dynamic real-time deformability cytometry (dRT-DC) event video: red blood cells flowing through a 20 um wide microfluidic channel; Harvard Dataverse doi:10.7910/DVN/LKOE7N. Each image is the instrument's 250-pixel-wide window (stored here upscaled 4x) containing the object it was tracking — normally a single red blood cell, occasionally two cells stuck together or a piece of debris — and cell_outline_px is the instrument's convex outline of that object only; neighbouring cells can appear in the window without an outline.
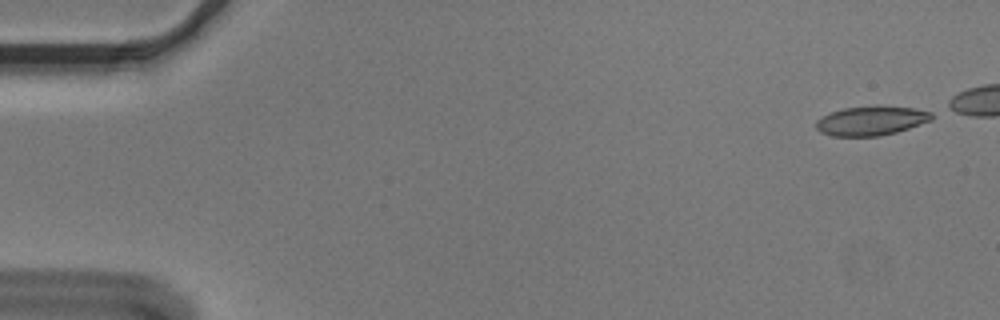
{"species": "Egyptian fruit bat (a non-hibernating species)", "species_latin": "Rousettus aegyptiacus", "temperature_condition": "cold", "stored_images_in_passage": 47, "segment_of_instrument_passage": [1, 2], "camera_frame_rate_fps": 3000, "um_per_image_px": 0.085, "animal": {"sex": "male"}, "frame": {"image": 1, "passage_image": 1, "time_ms": 0.0, "image_size_px": [1000, 320], "cell_outline_px": [[932, 120], [896, 132], [880, 136], [832, 136], [820, 132], [816, 128], [816, 120], [832, 112], [844, 108], [876, 104], [916, 108], [932, 112]], "centroid_in_image_um": [74.07, 10.24], "position_along_channel_um": 10.9, "area_um2": 20.0}}
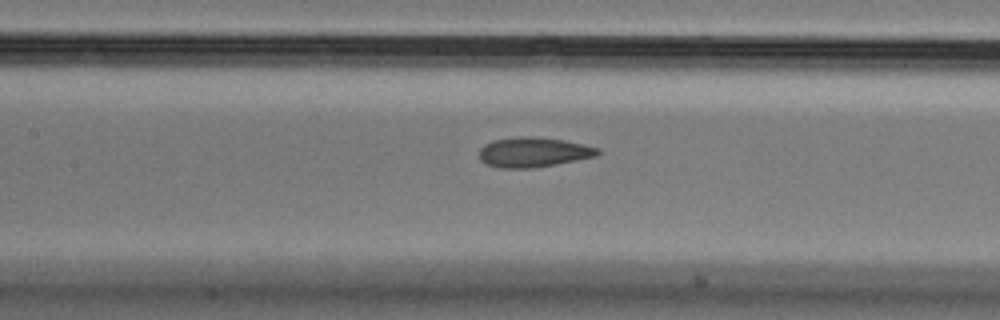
{"frame": {"image": 2, "passage_image": 24, "time_ms": 7.667, "image_size_px": [1000, 320], "cell_outline_px": [[600, 152], [596, 156], [556, 164], [532, 168], [500, 168], [484, 164], [480, 160], [480, 148], [484, 144], [492, 140], [520, 136], [532, 136], [564, 140], [600, 148]], "centroid_in_image_um": [45.31, 12.93], "position_along_channel_um": 162.1, "area_um2": 20.69}}
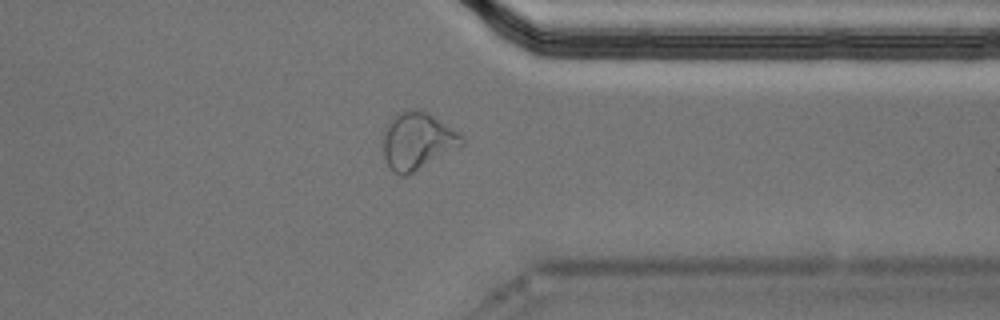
{"frame": {"image": 3, "passage_image": 42, "time_ms": 13.667, "image_size_px": [1000, 320], "cell_outline_px": [[464, 144], [408, 176], [400, 176], [388, 164], [384, 156], [384, 132], [388, 120], [392, 116], [404, 108], [416, 108], [428, 112], [464, 136]], "centroid_in_image_um": [35.48, 11.94], "position_along_channel_um": 375.9, "area_um2": 26.36}}